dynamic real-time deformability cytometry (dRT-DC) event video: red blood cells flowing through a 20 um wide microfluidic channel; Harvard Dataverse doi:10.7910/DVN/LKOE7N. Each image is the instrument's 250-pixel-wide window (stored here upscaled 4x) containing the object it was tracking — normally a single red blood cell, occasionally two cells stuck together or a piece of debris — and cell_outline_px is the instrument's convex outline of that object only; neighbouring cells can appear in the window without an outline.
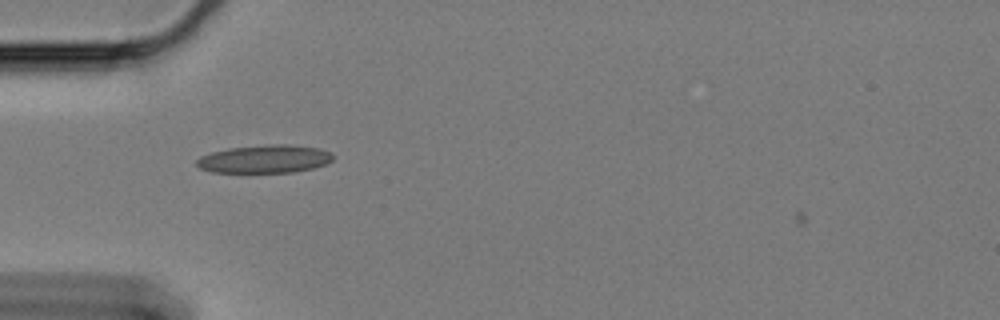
{"species": "Egyptian fruit bat (a non-hibernating species)", "species_latin": "Rousettus aegyptiacus", "temperature_condition": "cold", "stored_images_in_passage": 49, "camera_frame_rate_fps": 3000, "um_per_image_px": 0.085, "animal": {"sex": "female"}, "frame": {"image": 1, "passage_image": 8, "time_ms": 2.333, "image_size_px": [1000, 320], "cell_outline_px": [[332, 160], [324, 164], [312, 168], [292, 172], [212, 172], [200, 168], [196, 164], [196, 160], [200, 156], [212, 152], [228, 148], [268, 144], [288, 144], [316, 148], [328, 152], [332, 156]], "centroid_in_image_um": [22.44, 13.51], "position_along_channel_um": 62.6, "area_um2": 22.02}}
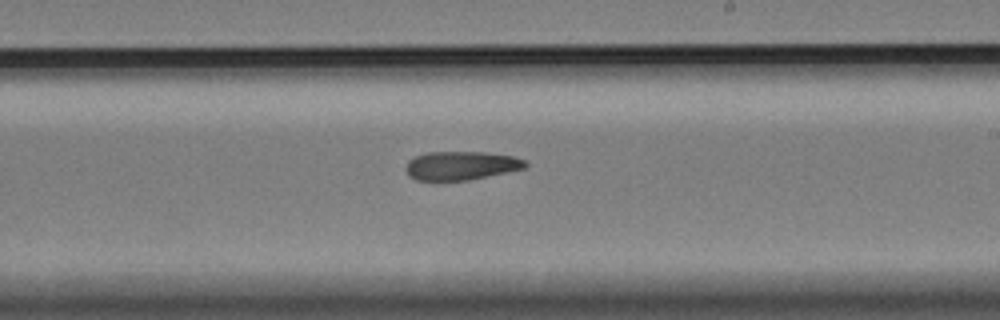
{"frame": {"image": 2, "passage_image": 25, "time_ms": 8.0, "image_size_px": [1000, 320], "cell_outline_px": [[528, 164], [524, 168], [468, 180], [416, 180], [408, 176], [404, 168], [408, 160], [416, 156], [428, 152], [484, 152], [512, 156], [524, 160]], "centroid_in_image_um": [39.13, 14.07], "position_along_channel_um": 249.9, "area_um2": 19.83}}
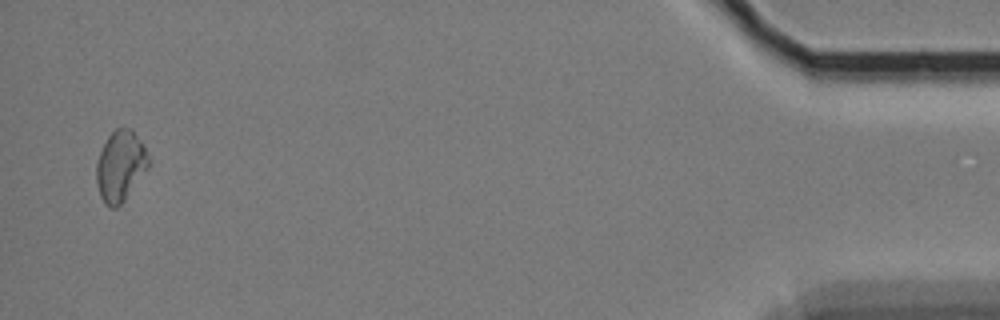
{"frame": {"image": 3, "passage_image": 48, "time_ms": 15.667, "image_size_px": [1000, 320], "cell_outline_px": [[148, 168], [124, 200], [116, 208], [112, 208], [104, 204], [100, 196], [96, 180], [96, 164], [100, 152], [108, 136], [116, 128], [132, 128], [144, 144], [148, 156]], "centroid_in_image_um": [10.23, 14.1], "position_along_channel_um": 425.0, "area_um2": 21.39}}